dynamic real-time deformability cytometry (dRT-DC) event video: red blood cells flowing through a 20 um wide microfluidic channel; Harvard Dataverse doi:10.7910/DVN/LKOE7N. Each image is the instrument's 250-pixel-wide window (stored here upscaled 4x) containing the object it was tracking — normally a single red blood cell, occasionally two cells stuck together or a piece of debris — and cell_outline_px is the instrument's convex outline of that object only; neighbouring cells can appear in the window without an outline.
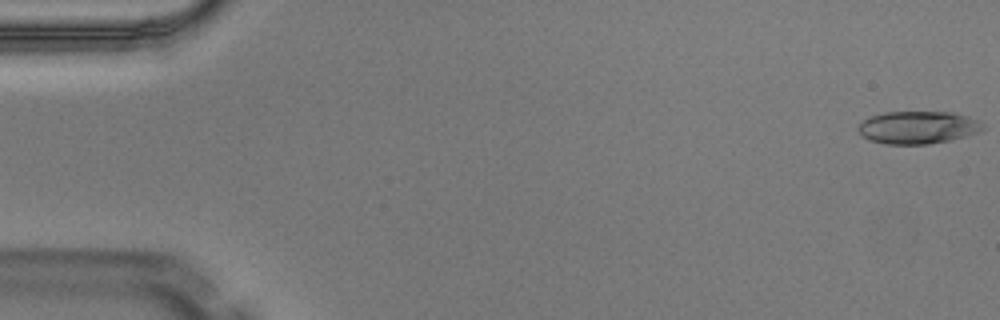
{"species": "Egyptian fruit bat (a non-hibernating species)", "species_latin": "Rousettus aegyptiacus", "temperature_condition": "warm", "stored_images_in_passage": 4, "camera_frame_rate_fps": 3000, "um_per_image_px": 0.085, "animal": {"sex": "male"}, "frame": {"image": 1, "passage_image": 1, "time_ms": 0.0, "image_size_px": [1000, 320], "cell_outline_px": [[984, 128], [980, 132], [968, 136], [952, 140], [928, 144], [884, 144], [868, 140], [856, 128], [864, 120], [872, 116], [884, 112], [952, 112], [968, 116], [980, 120], [984, 124]], "centroid_in_image_um": [78.07, 10.84], "position_along_channel_um": 6.9, "area_um2": 23.93}}
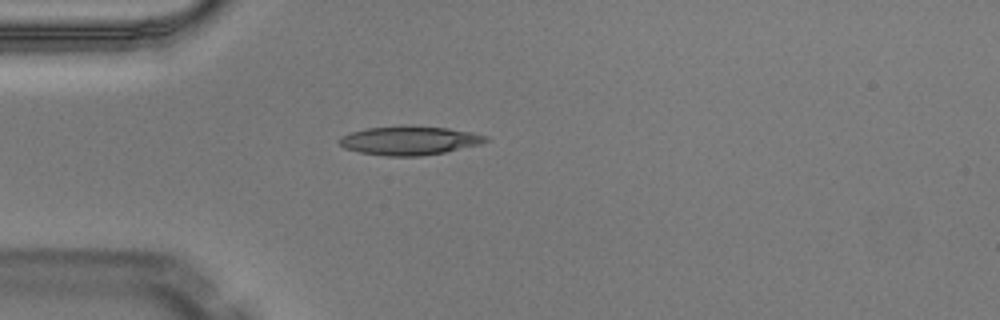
{"frame": {"image": 2, "passage_image": 4, "time_ms": 1.0, "image_size_px": [1000, 320], "cell_outline_px": [[488, 140], [480, 144], [444, 152], [420, 156], [388, 156], [360, 152], [344, 148], [340, 144], [340, 136], [352, 132], [368, 128], [400, 124], [448, 128], [488, 136]], "centroid_in_image_um": [34.78, 11.93], "position_along_channel_um": 50.2, "area_um2": 24.57}}